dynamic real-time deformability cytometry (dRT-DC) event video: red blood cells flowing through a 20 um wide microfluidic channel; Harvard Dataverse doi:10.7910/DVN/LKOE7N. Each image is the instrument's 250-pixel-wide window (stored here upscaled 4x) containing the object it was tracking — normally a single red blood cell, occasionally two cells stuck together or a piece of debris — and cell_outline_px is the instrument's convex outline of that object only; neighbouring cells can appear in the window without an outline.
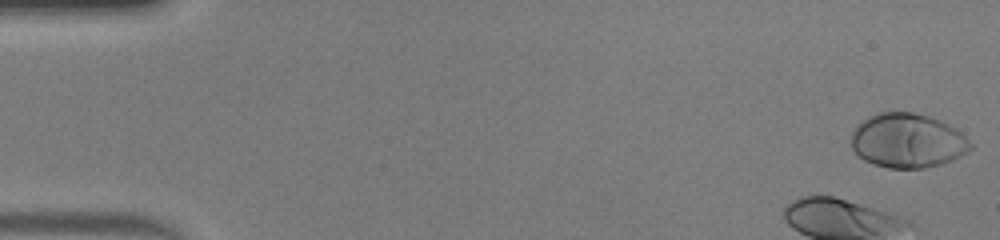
{"species": "human", "species_latin": "Homo sapiens", "temperature_condition": "warm", "stored_images_in_passage": 47, "camera_frame_rate_fps": 3000, "um_per_image_px": 0.085, "donor": {"sex": "male"}, "frame": {"image": 1, "passage_image": 1, "time_ms": 0.0, "image_size_px": [1000, 240], "cell_outline_px": [[972, 148], [968, 152], [952, 160], [940, 164], [924, 168], [888, 168], [872, 164], [864, 160], [852, 148], [848, 140], [852, 132], [860, 120], [868, 116], [880, 112], [912, 112], [928, 116], [940, 120], [956, 128], [972, 144]], "centroid_in_image_um": [77.1, 11.95], "position_along_channel_um": 7.9, "area_um2": 38.09}, "authors_computed_cell_mechanics": {"area_um2": 32.1368, "velocity_mm_per_s": 4.2735, "shape_relaxation_time_tau1_ms": 1.7201, "shape_relaxation_time_tau2_ms": null, "deformation_change_tau1": 0.1498, "deformation_change_tau2": null}}